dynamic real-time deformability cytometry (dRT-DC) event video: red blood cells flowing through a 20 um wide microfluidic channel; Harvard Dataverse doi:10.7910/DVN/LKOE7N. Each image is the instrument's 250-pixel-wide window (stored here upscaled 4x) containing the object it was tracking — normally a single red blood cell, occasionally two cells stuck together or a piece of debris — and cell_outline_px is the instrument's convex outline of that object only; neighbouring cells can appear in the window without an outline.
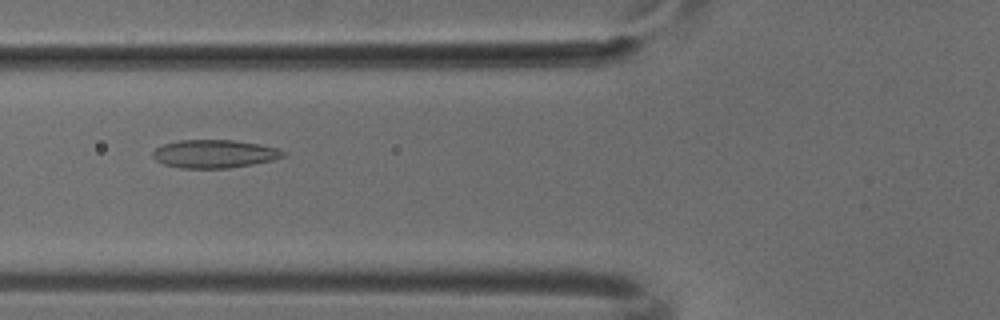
{"species": "common noctule bat (a hibernating species)", "species_latin": "Nyctalus noctula", "temperature_condition": "cold", "stored_images_in_passage": 6, "camera_frame_rate_fps": 3000, "um_per_image_px": 0.085, "animal": {"sex": "male", "body_mass_g": 18.8}, "frame": {"image": 1, "passage_image": 6, "time_ms": 1.667, "image_size_px": [1000, 320], "cell_outline_px": [[284, 156], [272, 160], [252, 164], [228, 168], [180, 168], [164, 164], [156, 160], [152, 156], [152, 152], [156, 148], [164, 144], [180, 140], [232, 140], [260, 144], [276, 148], [284, 152]], "centroid_in_image_um": [18.19, 13.08], "position_along_channel_um": 107.6, "area_um2": 21.21}}